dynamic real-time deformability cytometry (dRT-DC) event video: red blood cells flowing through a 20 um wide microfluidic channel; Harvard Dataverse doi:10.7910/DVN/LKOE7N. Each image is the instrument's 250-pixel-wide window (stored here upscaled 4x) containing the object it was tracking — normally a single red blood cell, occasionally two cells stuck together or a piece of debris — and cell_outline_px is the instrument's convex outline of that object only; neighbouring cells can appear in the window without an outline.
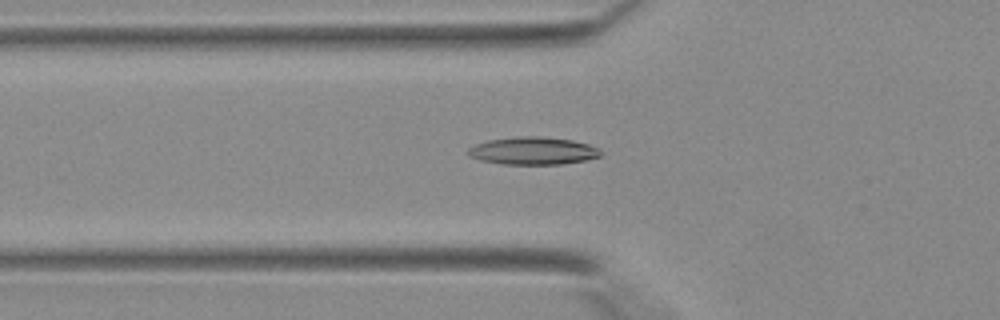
{"species": "Egyptian fruit bat (a non-hibernating species)", "species_latin": "Rousettus aegyptiacus", "temperature_condition": "warm", "stored_images_in_passage": 25, "camera_frame_rate_fps": 3000, "um_per_image_px": 0.085, "animal": {"sex": "female"}, "frame": {"image": 1, "passage_image": 2, "time_ms": 0.333, "image_size_px": [1000, 320], "cell_outline_px": [[604, 152], [600, 156], [584, 160], [564, 164], [504, 164], [480, 160], [468, 156], [468, 148], [476, 144], [488, 140], [520, 136], [540, 136], [572, 140], [588, 144], [600, 148]], "centroid_in_image_um": [45.33, 12.82], "position_along_channel_um": 80.5, "area_um2": 21.39}}
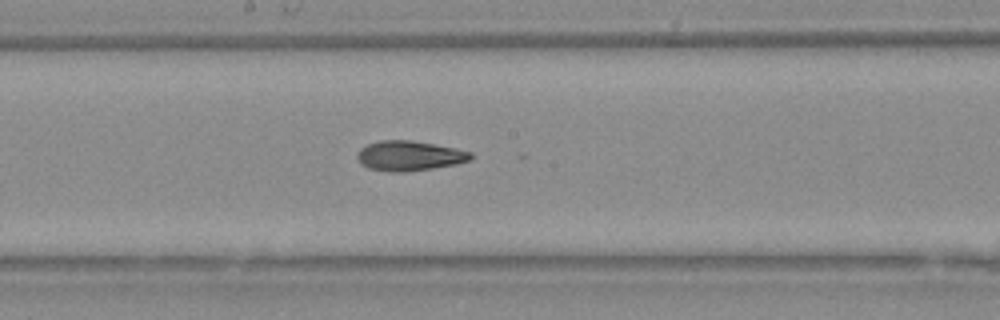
{"frame": {"image": 2, "passage_image": 10, "time_ms": 3.0, "image_size_px": [1000, 320], "cell_outline_px": [[472, 156], [468, 160], [456, 164], [432, 168], [400, 172], [392, 172], [368, 168], [360, 164], [356, 156], [360, 148], [368, 144], [380, 140], [412, 140], [456, 148], [472, 152]], "centroid_in_image_um": [34.76, 13.23], "position_along_channel_um": 213.4, "area_um2": 19.71}}
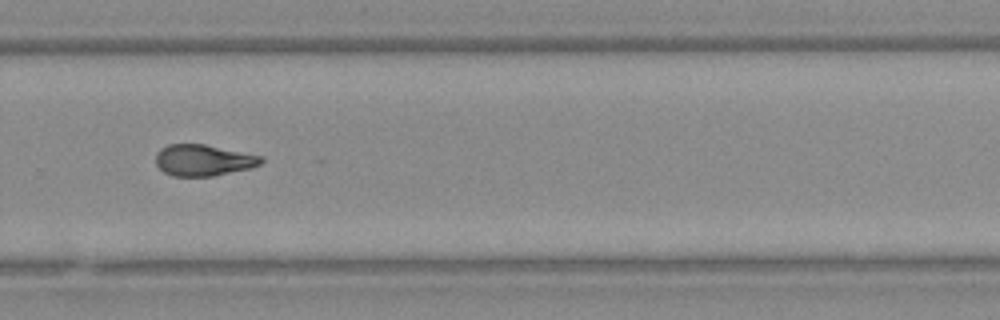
{"frame": {"image": 3, "passage_image": 16, "time_ms": 5.0, "image_size_px": [1000, 320], "cell_outline_px": [[264, 160], [260, 164], [252, 168], [212, 176], [172, 176], [164, 172], [156, 164], [156, 152], [160, 148], [168, 144], [204, 144], [264, 156]], "centroid_in_image_um": [17.3, 13.61], "position_along_channel_um": 312.5, "area_um2": 19.36}}